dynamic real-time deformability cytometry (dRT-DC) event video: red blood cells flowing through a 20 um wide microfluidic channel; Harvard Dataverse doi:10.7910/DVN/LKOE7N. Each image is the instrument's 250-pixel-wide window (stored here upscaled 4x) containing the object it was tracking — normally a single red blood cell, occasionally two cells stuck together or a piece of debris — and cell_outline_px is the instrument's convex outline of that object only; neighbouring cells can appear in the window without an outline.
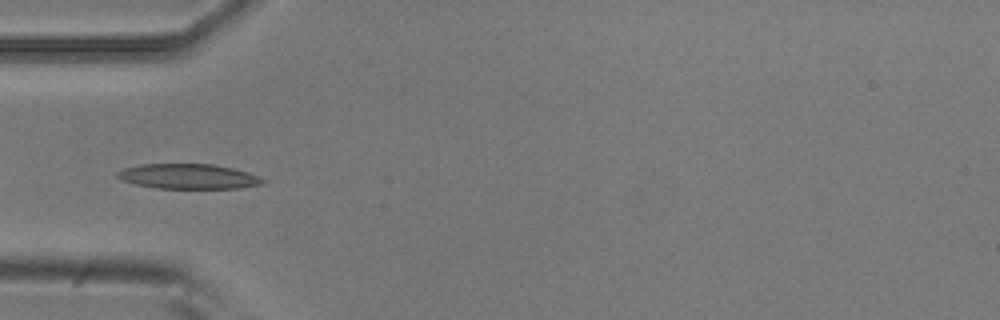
{"species": "common noctule bat (a hibernating species)", "species_latin": "Nyctalus noctula", "temperature_condition": "room temperature", "stored_images_in_passage": 6, "camera_frame_rate_fps": 3000, "um_per_image_px": 0.085, "animal": {"sex": "male", "body_mass_g": 20.5, "forearm_length_mm": 52.5}, "frame": {"image": 1, "passage_image": 5, "time_ms": 1.333, "image_size_px": [1000, 320], "cell_outline_px": [[268, 180], [264, 184], [240, 188], [156, 188], [136, 184], [124, 180], [116, 176], [116, 172], [124, 168], [140, 164], [212, 164], [232, 168], [248, 172]], "centroid_in_image_um": [16.05, 14.99], "position_along_channel_um": 68.9, "area_um2": 21.15}}